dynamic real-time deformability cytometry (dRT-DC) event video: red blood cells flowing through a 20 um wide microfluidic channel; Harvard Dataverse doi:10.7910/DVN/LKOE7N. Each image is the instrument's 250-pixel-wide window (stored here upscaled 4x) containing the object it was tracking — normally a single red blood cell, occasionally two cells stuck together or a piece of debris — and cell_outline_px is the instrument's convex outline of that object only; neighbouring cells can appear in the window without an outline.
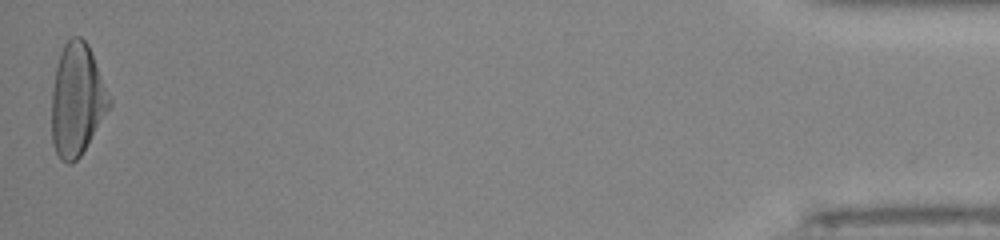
{"species": "human", "species_latin": "Homo sapiens", "temperature_condition": "room temperature", "stored_images_in_passage": 36, "camera_frame_rate_fps": 3000, "um_per_image_px": 0.085, "donor": {"sex": "male"}, "frame": {"image": 1, "passage_image": 36, "time_ms": 11.667, "image_size_px": [1000, 240], "cell_outline_px": [[112, 104], [80, 156], [72, 164], [68, 164], [60, 160], [52, 144], [52, 88], [56, 68], [60, 52], [64, 44], [72, 36], [80, 36], [88, 44], [92, 52], [112, 100]], "centroid_in_image_um": [6.54, 8.48], "position_along_channel_um": 428.7, "area_um2": 37.74}, "authors_computed_cell_mechanics": {"area_um2": 35.5181, "velocity_mm_per_s": 4.1127, "shape_relaxation_time_tau1_ms": 3.7835, "shape_relaxation_time_tau2_ms": null, "deformation_change_tau1": 0.2168, "deformation_change_tau2": null}}